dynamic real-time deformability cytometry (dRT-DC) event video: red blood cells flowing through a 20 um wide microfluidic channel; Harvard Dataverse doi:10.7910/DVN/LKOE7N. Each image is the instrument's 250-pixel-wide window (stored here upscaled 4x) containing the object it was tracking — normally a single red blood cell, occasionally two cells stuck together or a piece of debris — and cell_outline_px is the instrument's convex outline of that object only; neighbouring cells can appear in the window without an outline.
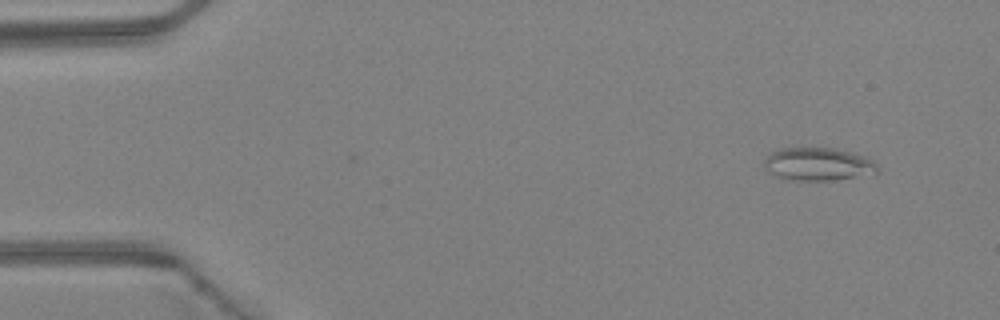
{"species": "Egyptian fruit bat (a non-hibernating species)", "species_latin": "Rousettus aegyptiacus", "temperature_condition": "warm", "stored_images_in_passage": 44, "camera_frame_rate_fps": 3000, "um_per_image_px": 0.085, "animal": {"sex": "female"}, "frame": {"image": 1, "passage_image": 2, "time_ms": 0.333, "image_size_px": [1000, 320], "cell_outline_px": [[880, 172], [832, 180], [784, 180], [768, 172], [764, 168], [764, 160], [772, 152], [780, 148], [832, 148], [864, 156], [872, 160], [880, 168]], "centroid_in_image_um": [69.5, 13.96], "position_along_channel_um": 15.5, "area_um2": 21.68}}
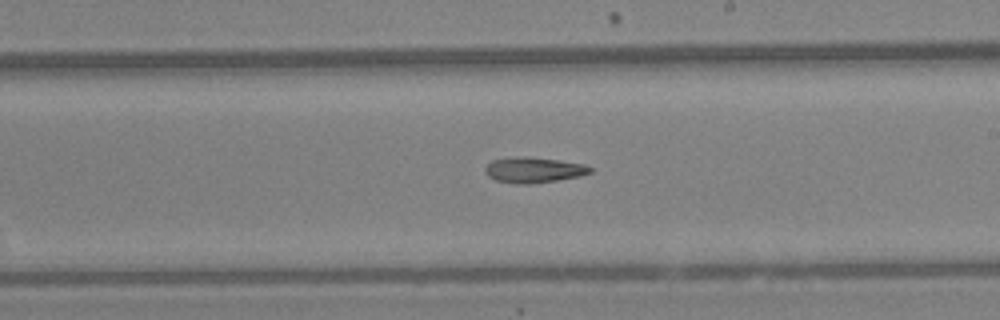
{"frame": {"image": 2, "passage_image": 25, "time_ms": 8.0, "image_size_px": [1000, 320], "cell_outline_px": [[592, 172], [580, 176], [556, 180], [528, 184], [516, 184], [496, 180], [488, 176], [484, 172], [484, 168], [492, 160], [556, 160], [584, 164], [592, 168]], "centroid_in_image_um": [45.4, 14.51], "position_along_channel_um": 243.6, "area_um2": 14.51}}
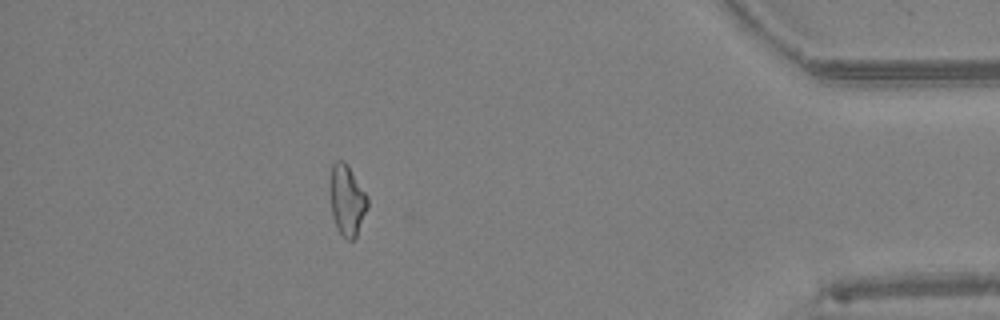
{"frame": {"image": 3, "passage_image": 39, "time_ms": 12.667, "image_size_px": [1000, 320], "cell_outline_px": [[368, 208], [356, 236], [352, 240], [348, 240], [336, 228], [332, 216], [332, 164], [336, 160], [344, 160], [348, 164], [368, 196]], "centroid_in_image_um": [29.54, 17.01], "position_along_channel_um": 405.7, "area_um2": 15.14}}